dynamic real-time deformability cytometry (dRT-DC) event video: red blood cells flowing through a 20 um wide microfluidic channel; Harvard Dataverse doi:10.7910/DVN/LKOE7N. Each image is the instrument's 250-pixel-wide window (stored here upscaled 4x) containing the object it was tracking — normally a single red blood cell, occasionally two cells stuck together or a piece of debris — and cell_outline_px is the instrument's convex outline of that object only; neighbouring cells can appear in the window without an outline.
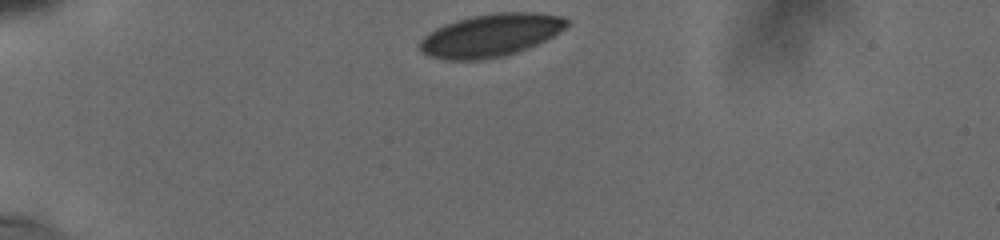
{"species": "human", "species_latin": "Homo sapiens", "temperature_condition": "cold", "stored_images_in_passage": 25, "camera_frame_rate_fps": 3000, "um_per_image_px": 0.085, "donor": {"sex": "male"}, "frame": {"image": 1, "passage_image": 1, "time_ms": 0.0, "image_size_px": [1000, 240], "cell_outline_px": [[568, 24], [564, 28], [552, 36], [536, 44], [516, 52], [504, 56], [480, 60], [448, 60], [428, 56], [420, 52], [420, 40], [428, 32], [444, 24], [456, 20], [472, 16], [496, 12], [536, 12], [564, 16], [568, 20]], "centroid_in_image_um": [41.68, 2.99], "position_along_channel_um": 43.3, "area_um2": 36.65}}
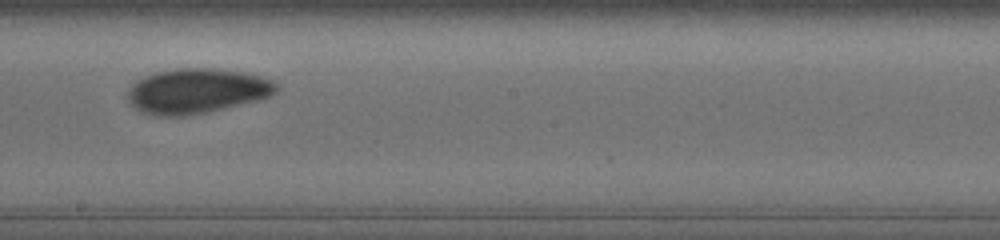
{"frame": {"image": 2, "passage_image": 15, "time_ms": 6.333, "image_size_px": [1000, 240], "cell_outline_px": [[280, 92], [272, 96], [260, 100], [208, 112], [184, 116], [156, 116], [144, 112], [128, 104], [128, 92], [132, 84], [136, 80], [144, 76], [156, 72], [176, 68], [216, 68], [248, 72], [276, 80], [280, 84]], "centroid_in_image_um": [16.83, 7.72], "position_along_channel_um": 231.4, "area_um2": 39.82}}
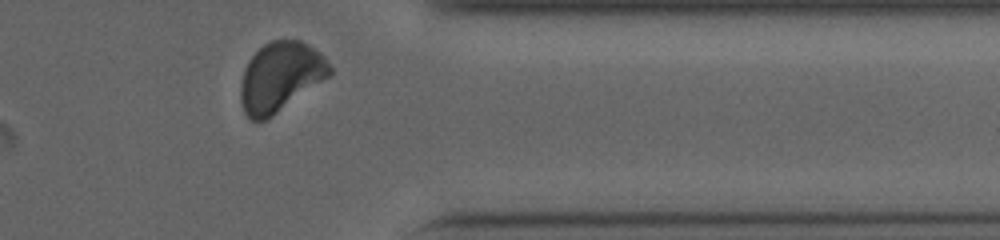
{"frame": {"image": 3, "passage_image": 25, "time_ms": 10.667, "image_size_px": [1000, 240], "cell_outline_px": [[332, 72], [328, 76], [264, 120], [252, 120], [244, 112], [240, 100], [240, 88], [244, 68], [248, 60], [264, 44], [272, 40], [300, 40], [308, 44], [320, 52], [324, 56], [332, 68]], "centroid_in_image_um": [23.8, 6.48], "position_along_channel_um": 387.6, "area_um2": 35.26}, "authors_computed_cell_mechanics": {"area_um2": 37.8012, "velocity_mm_per_s": 3.7407, "shape_relaxation_time_tau1_ms": 3.5993, "shape_relaxation_time_tau2_ms": 4.0699, "deformation_change_tau1": 0.0987, "deformation_change_tau2": 0.0385}}